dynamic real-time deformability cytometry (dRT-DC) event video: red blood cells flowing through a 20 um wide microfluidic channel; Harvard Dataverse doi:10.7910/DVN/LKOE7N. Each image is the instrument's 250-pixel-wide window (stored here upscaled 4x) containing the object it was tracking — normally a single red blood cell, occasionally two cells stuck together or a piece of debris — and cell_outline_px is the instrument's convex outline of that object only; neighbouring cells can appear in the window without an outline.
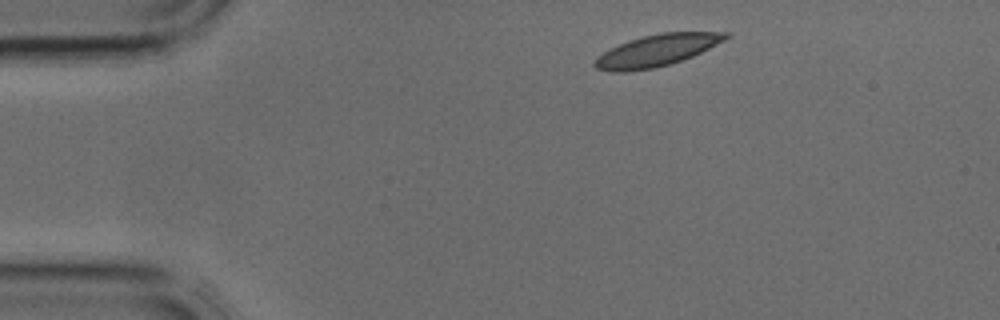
{"species": "common noctule bat (a hibernating species)", "species_latin": "Nyctalus noctula", "temperature_condition": "cold", "stored_images_in_passage": 2, "camera_frame_rate_fps": 3000, "um_per_image_px": 0.085, "animal": {"sex": "male", "body_mass_g": 17.9, "forearm_length_mm": 54.2}, "frame": {"image": 1, "passage_image": 1, "time_ms": 0.0, "image_size_px": [1000, 320], "cell_outline_px": [[732, 36], [692, 56], [668, 64], [652, 68], [628, 72], [612, 72], [596, 68], [592, 64], [596, 56], [628, 40], [660, 32], [732, 32]], "centroid_in_image_um": [55.81, 4.28], "position_along_channel_um": 29.2, "area_um2": 23.99}}